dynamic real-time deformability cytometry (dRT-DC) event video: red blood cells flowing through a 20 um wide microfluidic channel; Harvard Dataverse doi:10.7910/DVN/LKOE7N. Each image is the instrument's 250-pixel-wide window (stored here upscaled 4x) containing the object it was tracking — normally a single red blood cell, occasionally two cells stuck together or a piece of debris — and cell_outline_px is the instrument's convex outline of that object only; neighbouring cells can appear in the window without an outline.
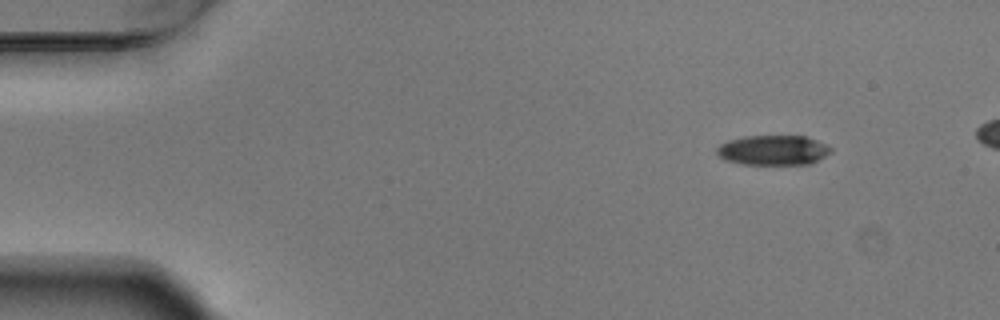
{"species": "Egyptian fruit bat (a non-hibernating species)", "species_latin": "Rousettus aegyptiacus", "temperature_condition": "warm", "stored_images_in_passage": 4, "camera_frame_rate_fps": 3000, "um_per_image_px": 0.085, "animal": {"sex": "male"}, "frame": {"image": 1, "passage_image": 1, "time_ms": 0.0, "image_size_px": [1000, 320], "cell_outline_px": [[832, 152], [812, 164], [740, 164], [728, 160], [720, 156], [716, 152], [716, 148], [720, 144], [728, 140], [744, 136], [808, 136], [832, 148]], "centroid_in_image_um": [65.74, 12.76], "position_along_channel_um": 19.3, "area_um2": 19.88}}